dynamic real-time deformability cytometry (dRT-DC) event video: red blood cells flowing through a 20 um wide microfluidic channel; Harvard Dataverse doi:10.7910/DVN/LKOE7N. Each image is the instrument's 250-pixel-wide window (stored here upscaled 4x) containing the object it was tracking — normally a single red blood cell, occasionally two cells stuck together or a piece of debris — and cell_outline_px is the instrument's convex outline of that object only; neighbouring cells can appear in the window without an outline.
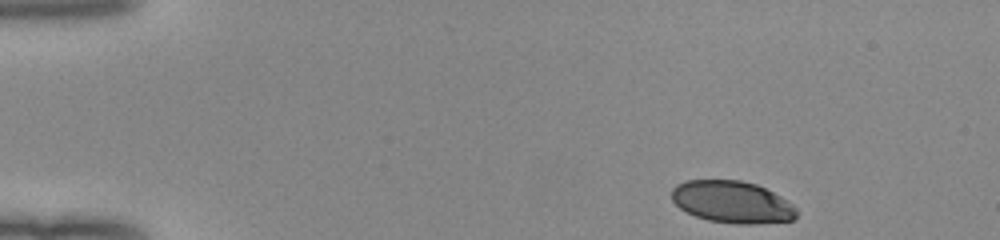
{"species": "human", "species_latin": "Homo sapiens", "temperature_condition": "room temperature", "stored_images_in_passage": 46, "camera_frame_rate_fps": 3000, "um_per_image_px": 0.085, "donor": {"sex": "female"}, "frame": {"image": 1, "passage_image": 1, "time_ms": 0.0, "image_size_px": [1000, 240], "cell_outline_px": [[796, 216], [792, 220], [756, 224], [736, 224], [708, 220], [696, 216], [680, 208], [672, 200], [672, 188], [676, 184], [684, 180], [740, 180], [756, 184], [780, 196], [792, 204], [796, 208]], "centroid_in_image_um": [62.21, 17.17], "position_along_channel_um": 22.8, "area_um2": 30.52}}
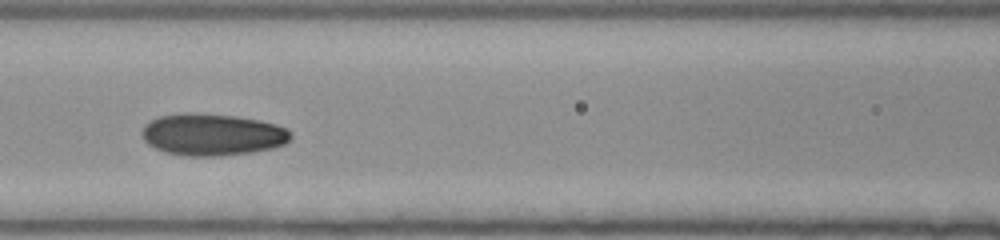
{"frame": {"image": 2, "passage_image": 18, "time_ms": 5.667, "image_size_px": [1000, 240], "cell_outline_px": [[292, 136], [284, 144], [272, 148], [252, 152], [220, 156], [188, 156], [164, 152], [148, 144], [144, 140], [140, 132], [144, 124], [160, 116], [236, 116], [260, 120], [276, 124], [284, 128]], "centroid_in_image_um": [18.05, 11.49], "position_along_channel_um": 148.5, "area_um2": 35.2}}
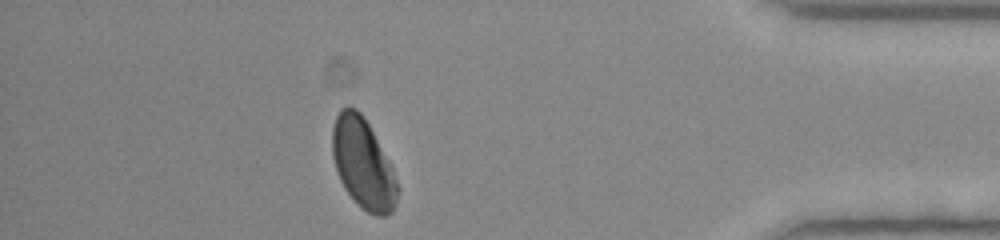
{"frame": {"image": 3, "passage_image": 40, "time_ms": 13.0, "image_size_px": [1000, 240], "cell_outline_px": [[400, 192], [396, 204], [392, 212], [384, 216], [376, 216], [360, 208], [356, 204], [344, 188], [340, 180], [332, 156], [332, 128], [336, 116], [340, 108], [348, 104], [356, 108], [364, 116], [392, 164], [400, 188]], "centroid_in_image_um": [30.88, 13.91], "position_along_channel_um": 404.3, "area_um2": 35.08}, "authors_computed_cell_mechanics": {"area_um2": 34.5066, "velocity_mm_per_s": 4.0074, "shape_relaxation_time_tau1_ms": 3.4875, "shape_relaxation_time_tau2_ms": 1.8256, "deformation_change_tau1": 0.1197, "deformation_change_tau2": 0.0564}}